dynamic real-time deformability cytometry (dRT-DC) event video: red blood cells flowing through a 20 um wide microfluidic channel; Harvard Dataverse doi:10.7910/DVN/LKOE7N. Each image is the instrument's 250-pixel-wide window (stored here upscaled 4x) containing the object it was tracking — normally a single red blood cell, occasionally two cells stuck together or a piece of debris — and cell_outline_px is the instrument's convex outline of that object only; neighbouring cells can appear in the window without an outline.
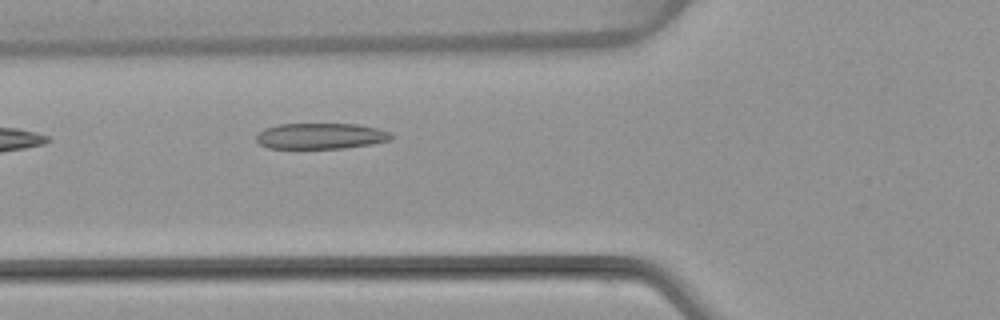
{"species": "common noctule bat (a hibernating species)", "species_latin": "Nyctalus noctula", "temperature_condition": "warm", "stored_images_in_passage": 5, "camera_frame_rate_fps": 3000, "um_per_image_px": 0.085, "animal": {"sex": "female", "body_mass_g": 22.7, "forearm_length_mm": 54.2}, "frame": {"image": 1, "passage_image": 5, "time_ms": 4.667, "image_size_px": [1000, 320], "cell_outline_px": [[396, 136], [392, 140], [372, 144], [344, 148], [268, 148], [260, 144], [256, 140], [256, 136], [264, 128], [280, 124], [356, 124], [376, 128], [388, 132]], "centroid_in_image_um": [27.29, 11.56], "position_along_channel_um": 98.5, "area_um2": 20.35}}